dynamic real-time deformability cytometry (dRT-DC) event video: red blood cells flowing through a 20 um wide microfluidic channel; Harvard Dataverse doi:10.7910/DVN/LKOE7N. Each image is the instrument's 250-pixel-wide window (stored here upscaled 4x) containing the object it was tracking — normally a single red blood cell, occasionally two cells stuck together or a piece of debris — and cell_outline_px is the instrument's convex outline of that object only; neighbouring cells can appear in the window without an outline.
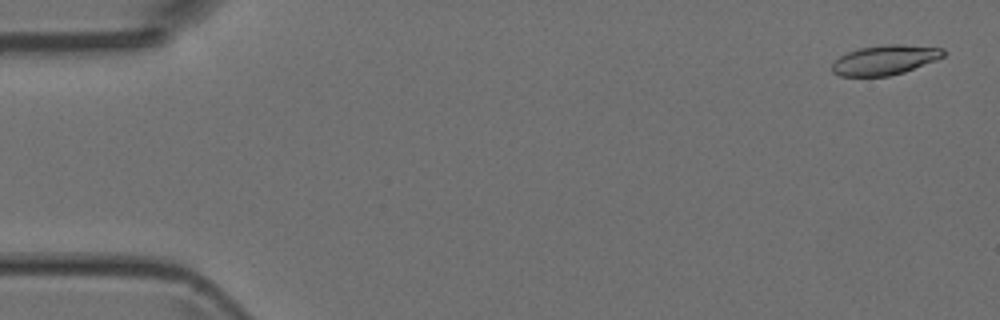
{"species": "Egyptian fruit bat (a non-hibernating species)", "species_latin": "Rousettus aegyptiacus", "temperature_condition": "room temperature", "stored_images_in_passage": 6, "camera_frame_rate_fps": 3000, "um_per_image_px": 0.085, "animal": {"sex": "female"}, "frame": {"image": 1, "passage_image": 1, "time_ms": 0.0, "image_size_px": [1000, 320], "cell_outline_px": [[944, 56], [936, 60], [904, 72], [888, 76], [840, 76], [832, 72], [832, 64], [840, 56], [848, 52], [860, 48], [884, 44], [904, 44], [944, 48]], "centroid_in_image_um": [75.23, 5.09], "position_along_channel_um": 9.8, "area_um2": 19.25}}
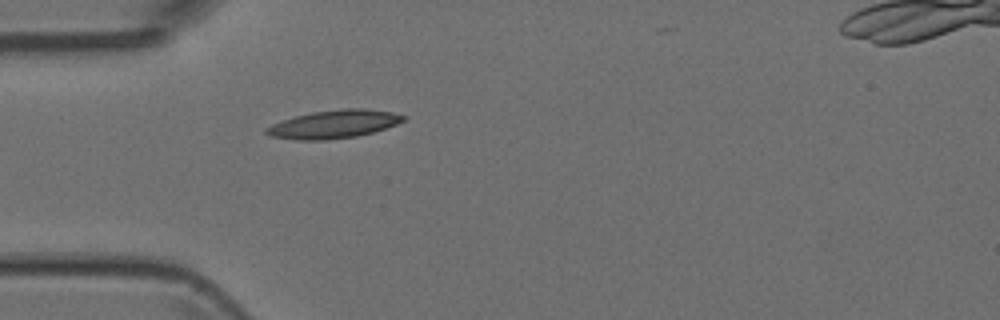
{"frame": {"image": 2, "passage_image": 5, "time_ms": 4.333, "image_size_px": [1000, 320], "cell_outline_px": [[408, 116], [404, 120], [396, 124], [372, 132], [356, 136], [324, 140], [296, 140], [272, 136], [264, 132], [264, 128], [272, 124], [296, 116], [312, 112], [344, 108], [364, 108], [392, 112]], "centroid_in_image_um": [28.38, 10.55], "position_along_channel_um": 56.6, "area_um2": 22.31}}